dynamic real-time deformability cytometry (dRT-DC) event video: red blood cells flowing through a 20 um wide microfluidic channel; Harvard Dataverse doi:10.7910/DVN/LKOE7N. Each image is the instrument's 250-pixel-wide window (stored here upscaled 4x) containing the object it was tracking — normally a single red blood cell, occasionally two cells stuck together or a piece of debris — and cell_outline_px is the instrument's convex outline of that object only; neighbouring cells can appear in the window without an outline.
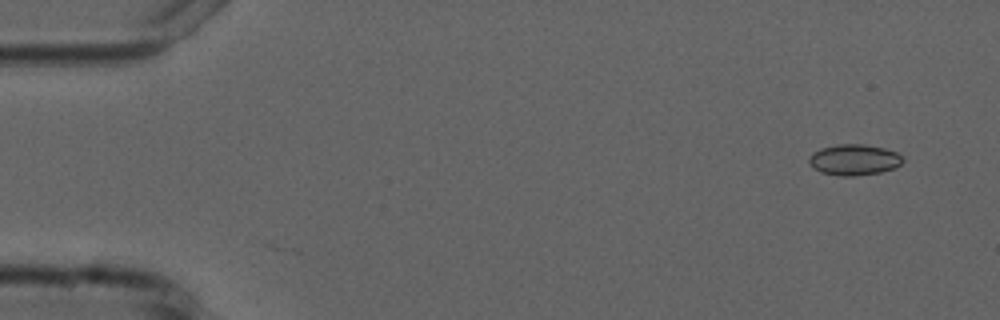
{"species": "common noctule bat (a hibernating species)", "species_latin": "Nyctalus noctula", "temperature_condition": "cold", "stored_images_in_passage": 4, "camera_frame_rate_fps": 3000, "um_per_image_px": 0.085, "animal": {"sex": "male", "forearm_length_mm": 52.5}, "frame": {"image": 1, "passage_image": 1, "time_ms": 0.0, "image_size_px": [1000, 320], "cell_outline_px": [[904, 160], [896, 168], [880, 172], [856, 176], [840, 176], [820, 172], [812, 168], [808, 160], [812, 152], [820, 148], [836, 144], [864, 144], [884, 148], [896, 152]], "centroid_in_image_um": [72.57, 13.58], "position_along_channel_um": 12.4, "area_um2": 17.05}}
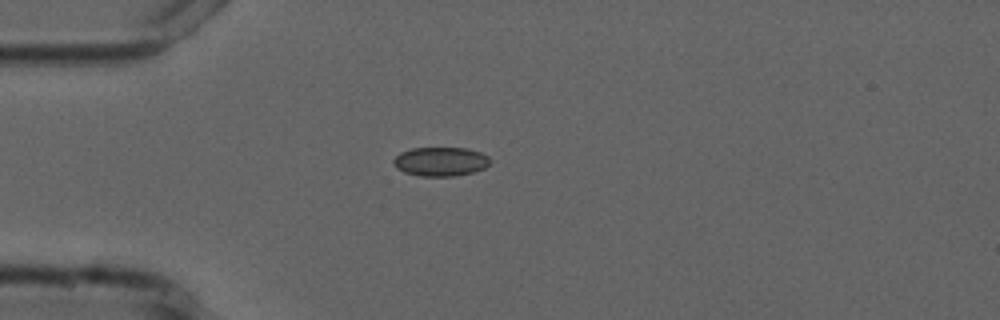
{"frame": {"image": 2, "passage_image": 4, "time_ms": 3.667, "image_size_px": [1000, 320], "cell_outline_px": [[492, 160], [484, 168], [472, 172], [452, 176], [420, 176], [404, 172], [396, 168], [392, 160], [400, 152], [412, 148], [468, 148], [480, 152], [488, 156]], "centroid_in_image_um": [37.44, 13.72], "position_along_channel_um": 47.6, "area_um2": 16.36}}